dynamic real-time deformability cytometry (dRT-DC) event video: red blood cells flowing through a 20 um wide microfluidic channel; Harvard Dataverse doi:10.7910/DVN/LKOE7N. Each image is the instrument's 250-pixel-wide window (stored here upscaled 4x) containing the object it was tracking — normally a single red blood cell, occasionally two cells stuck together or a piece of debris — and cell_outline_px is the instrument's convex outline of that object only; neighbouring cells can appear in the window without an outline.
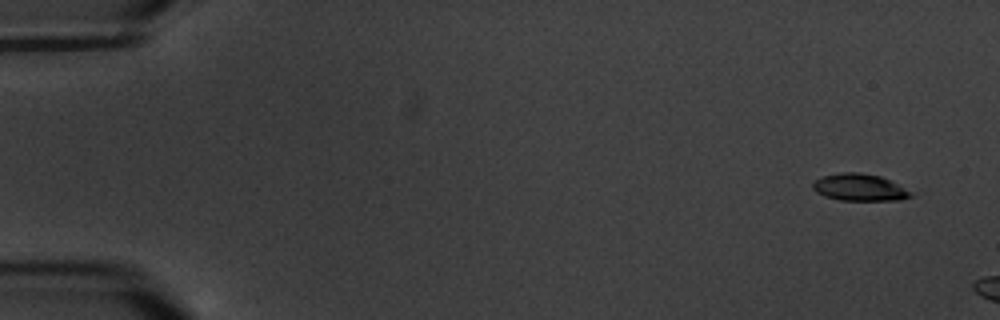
{"species": "common noctule bat (a hibernating species)", "species_latin": "Nyctalus noctula", "temperature_condition": "warm", "stored_images_in_passage": 3, "camera_frame_rate_fps": 3000, "um_per_image_px": 0.085, "animal": {"sex": "male", "body_mass_g": 20.1, "forearm_length_mm": 53.5}, "frame": {"image": 1, "passage_image": 1, "time_ms": 0.0, "image_size_px": [1000, 320], "cell_outline_px": [[916, 192], [912, 196], [900, 200], [840, 200], [824, 196], [816, 192], [812, 188], [812, 184], [816, 180], [824, 176], [840, 172], [860, 172], [880, 176]], "centroid_in_image_um": [73.1, 15.93], "position_along_channel_um": 11.9, "area_um2": 15.55}}